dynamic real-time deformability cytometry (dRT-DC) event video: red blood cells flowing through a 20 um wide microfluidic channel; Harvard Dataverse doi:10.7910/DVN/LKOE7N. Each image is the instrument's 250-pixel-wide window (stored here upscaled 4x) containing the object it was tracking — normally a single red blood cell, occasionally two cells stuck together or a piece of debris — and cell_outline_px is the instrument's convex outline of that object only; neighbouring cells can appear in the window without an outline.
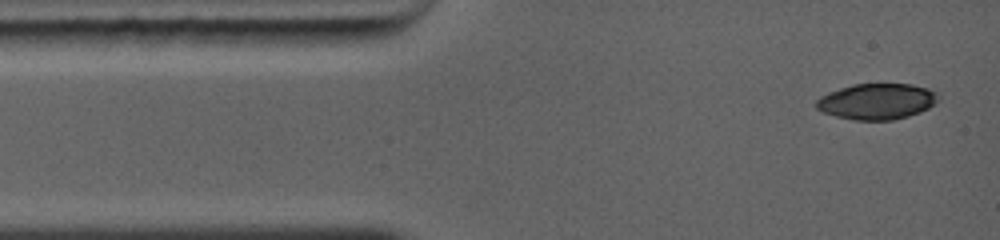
{"species": "common noctule bat (a hibernating species)", "species_latin": "Nyctalus noctula", "temperature_condition": "warm", "stored_images_in_passage": 2, "camera_frame_rate_fps": 5000, "um_per_image_px": 0.085, "animal": {"sex": "female", "body_mass_g": 19.0, "forearm_length_mm": 56.7}, "frame": {"image": 1, "passage_image": 1, "time_ms": 0.0, "image_size_px": [1000, 240], "cell_outline_px": [[940, 100], [928, 108], [920, 112], [908, 116], [892, 120], [856, 120], [836, 116], [824, 112], [816, 108], [816, 100], [820, 96], [828, 92], [852, 84], [912, 84], [928, 88], [940, 92]], "centroid_in_image_um": [74.58, 8.61], "position_along_channel_um": 10.4, "area_um2": 25.72}}